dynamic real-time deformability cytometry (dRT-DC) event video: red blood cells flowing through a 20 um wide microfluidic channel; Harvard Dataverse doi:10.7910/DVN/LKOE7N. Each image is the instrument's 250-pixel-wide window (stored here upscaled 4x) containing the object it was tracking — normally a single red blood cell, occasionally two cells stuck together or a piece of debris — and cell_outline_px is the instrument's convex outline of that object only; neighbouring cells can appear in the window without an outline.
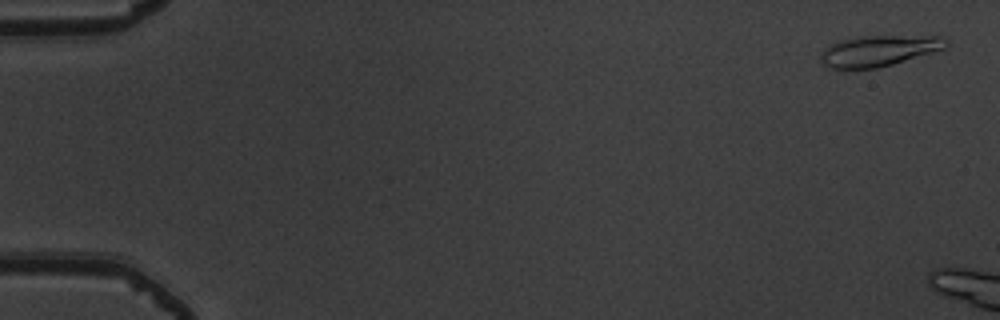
{"species": "common noctule bat (a hibernating species)", "species_latin": "Nyctalus noctula", "temperature_condition": "warm", "stored_images_in_passage": 6, "camera_frame_rate_fps": 3000, "um_per_image_px": 0.085, "animal": {"sex": "male", "body_mass_g": 19.5, "forearm_length_mm": 54.6}, "frame": {"image": 1, "passage_image": 2, "time_ms": 0.333, "image_size_px": [1000, 320], "cell_outline_px": [[948, 44], [944, 48], [892, 64], [876, 68], [840, 72], [828, 68], [820, 60], [820, 52], [824, 48], [836, 40], [860, 36], [944, 36], [948, 40]], "centroid_in_image_um": [74.57, 4.34], "position_along_channel_um": 10.4, "area_um2": 23.18}}